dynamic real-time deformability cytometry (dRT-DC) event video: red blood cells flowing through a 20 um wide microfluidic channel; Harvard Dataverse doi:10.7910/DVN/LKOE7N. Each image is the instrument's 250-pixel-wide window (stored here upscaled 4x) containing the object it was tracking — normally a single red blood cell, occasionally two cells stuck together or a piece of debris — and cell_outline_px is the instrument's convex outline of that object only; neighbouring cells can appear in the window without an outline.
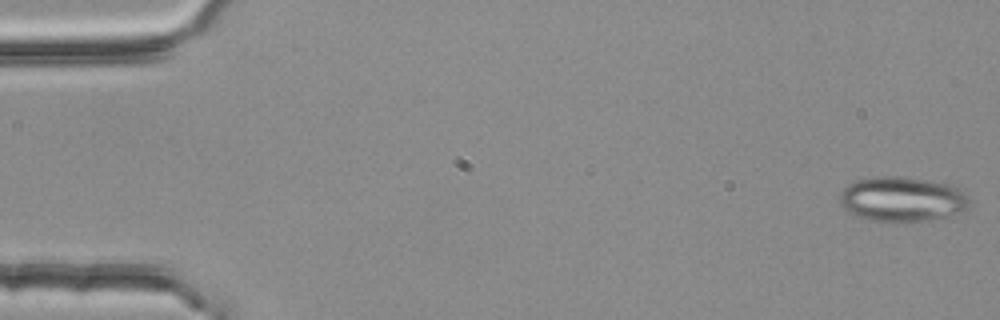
{"species": "common noctule bat (a hibernating species)", "species_latin": "Nyctalus noctula", "temperature_condition": "room temperature", "stored_images_in_passage": 2, "camera_frame_rate_fps": 3000, "um_per_image_px": 0.085, "animal": {"sex": "female", "body_mass_g": 25.1}, "frame": {"image": 1, "passage_image": 2, "time_ms": 0.333, "image_size_px": [1000, 320], "cell_outline_px": [[968, 208], [960, 212], [948, 216], [924, 220], [868, 220], [856, 216], [848, 212], [840, 204], [840, 196], [844, 188], [848, 184], [856, 180], [872, 176], [904, 176], [948, 184], [960, 188], [964, 192], [968, 200]], "centroid_in_image_um": [76.66, 16.9], "position_along_channel_um": 8.3, "area_um2": 33.58}}